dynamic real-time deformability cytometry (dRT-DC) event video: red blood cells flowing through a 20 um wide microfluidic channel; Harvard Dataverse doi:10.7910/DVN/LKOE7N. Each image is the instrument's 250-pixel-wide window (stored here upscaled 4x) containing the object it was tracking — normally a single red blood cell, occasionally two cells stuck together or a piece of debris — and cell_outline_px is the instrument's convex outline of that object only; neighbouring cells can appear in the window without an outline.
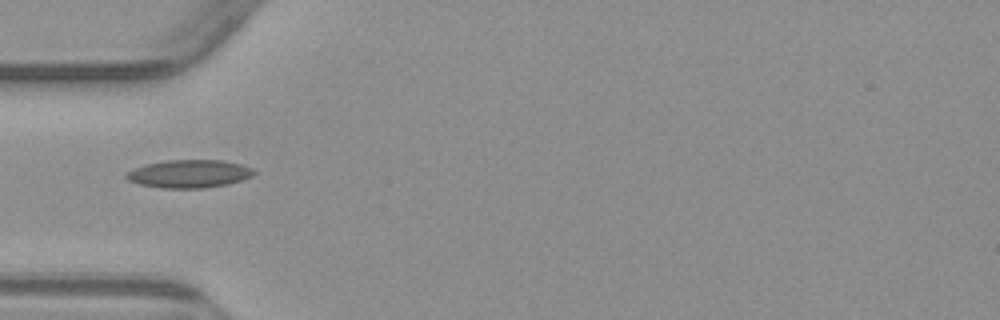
{"species": "common noctule bat (a hibernating species)", "species_latin": "Nyctalus noctula", "temperature_condition": "warm", "stored_images_in_passage": 5, "camera_frame_rate_fps": 3000, "um_per_image_px": 0.085, "animal": {"sex": "male", "body_mass_g": 23.1, "forearm_length_mm": 52.7}, "frame": {"image": 1, "passage_image": 5, "time_ms": 5.0, "image_size_px": [1000, 320], "cell_outline_px": [[256, 172], [252, 176], [228, 184], [204, 188], [160, 188], [140, 184], [128, 180], [124, 176], [128, 172], [136, 168], [148, 164], [168, 160], [224, 160], [240, 164], [252, 168]], "centroid_in_image_um": [16.1, 14.77], "position_along_channel_um": 68.9, "area_um2": 20.63}}